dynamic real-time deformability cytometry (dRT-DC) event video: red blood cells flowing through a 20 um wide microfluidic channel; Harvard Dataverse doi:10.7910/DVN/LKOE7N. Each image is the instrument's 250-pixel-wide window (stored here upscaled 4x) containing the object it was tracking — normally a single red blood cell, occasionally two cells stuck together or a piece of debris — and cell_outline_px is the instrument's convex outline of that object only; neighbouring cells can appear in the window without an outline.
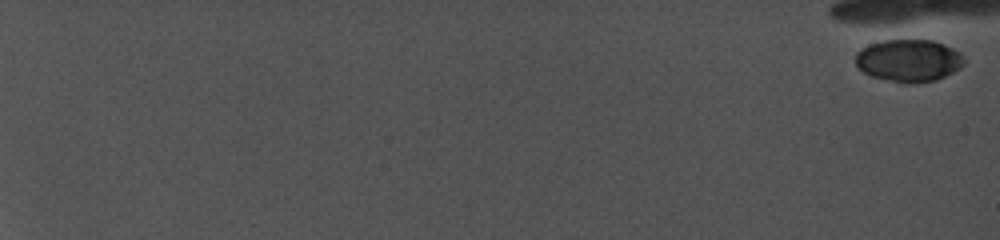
{"species": "common noctule bat (a hibernating species)", "species_latin": "Nyctalus noctula", "temperature_condition": "cold", "stored_images_in_passage": 1, "camera_frame_rate_fps": 5000, "um_per_image_px": 0.085, "animal": {"sex": "female", "body_mass_g": 19.0, "forearm_length_mm": 56.7}, "frame": {"image": 1, "passage_image": 1, "time_ms": 0.0, "image_size_px": [1000, 240], "cell_outline_px": [[964, 64], [960, 68], [936, 80], [908, 84], [872, 76], [864, 72], [856, 64], [856, 52], [872, 44], [896, 36], [900, 36], [932, 40], [944, 44], [960, 52], [964, 56]], "centroid_in_image_um": [77.27, 5.09], "position_along_channel_um": 7.7, "area_um2": 27.28}}